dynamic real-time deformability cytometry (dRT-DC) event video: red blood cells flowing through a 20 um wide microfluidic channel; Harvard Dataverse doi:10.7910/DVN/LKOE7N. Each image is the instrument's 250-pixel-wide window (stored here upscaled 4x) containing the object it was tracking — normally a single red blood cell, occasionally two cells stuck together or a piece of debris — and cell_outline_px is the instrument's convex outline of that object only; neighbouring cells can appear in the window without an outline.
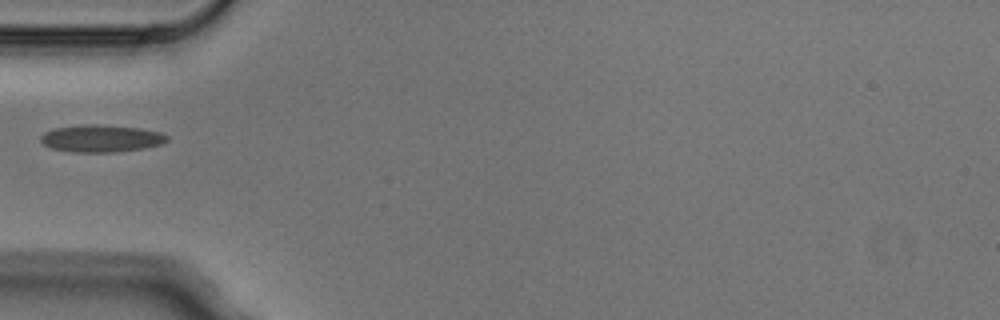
{"species": "Egyptian fruit bat (a non-hibernating species)", "species_latin": "Rousettus aegyptiacus", "temperature_condition": "cold", "stored_images_in_passage": 1, "camera_frame_rate_fps": 3000, "um_per_image_px": 0.085, "animal": {"sex": "male"}, "frame": {"image": 1, "passage_image": 1, "time_ms": 0.0, "image_size_px": [1000, 320], "cell_outline_px": [[168, 140], [160, 144], [144, 148], [116, 152], [72, 152], [52, 148], [44, 144], [40, 140], [40, 136], [44, 132], [52, 128], [92, 124], [96, 124], [140, 128], [160, 132], [168, 136]], "centroid_in_image_um": [8.59, 11.77], "position_along_channel_um": 76.4, "area_um2": 20.0}}